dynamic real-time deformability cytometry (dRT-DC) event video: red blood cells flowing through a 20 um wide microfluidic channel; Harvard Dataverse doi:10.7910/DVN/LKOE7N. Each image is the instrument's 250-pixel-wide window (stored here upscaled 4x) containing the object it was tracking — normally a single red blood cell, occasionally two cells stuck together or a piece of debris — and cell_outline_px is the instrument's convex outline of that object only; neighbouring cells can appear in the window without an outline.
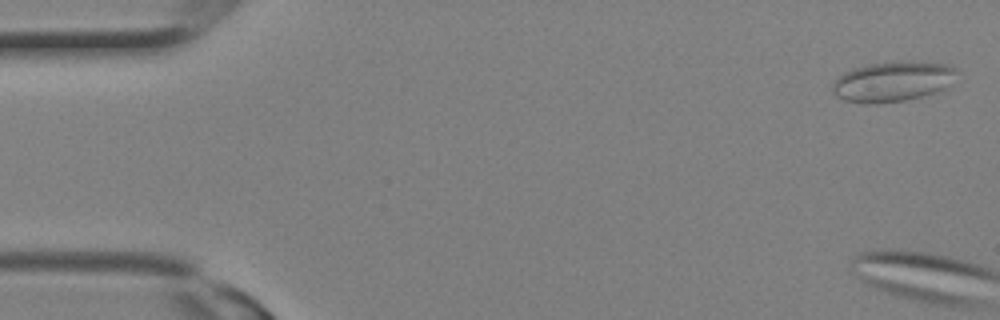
{"species": "Egyptian fruit bat (a non-hibernating species)", "species_latin": "Rousettus aegyptiacus", "temperature_condition": "room temperature", "stored_images_in_passage": 10, "camera_frame_rate_fps": 3000, "um_per_image_px": 0.085, "animal": {"sex": "female"}, "frame": {"image": 1, "passage_image": 1, "time_ms": 0.0, "image_size_px": [1000, 320], "cell_outline_px": [[960, 72], [944, 92], [904, 100], [876, 104], [868, 104], [844, 100], [836, 96], [832, 92], [832, 84], [844, 72], [852, 68], [868, 64], [944, 64], [956, 68]], "centroid_in_image_um": [75.9, 6.99], "position_along_channel_um": 9.1, "area_um2": 28.61}}